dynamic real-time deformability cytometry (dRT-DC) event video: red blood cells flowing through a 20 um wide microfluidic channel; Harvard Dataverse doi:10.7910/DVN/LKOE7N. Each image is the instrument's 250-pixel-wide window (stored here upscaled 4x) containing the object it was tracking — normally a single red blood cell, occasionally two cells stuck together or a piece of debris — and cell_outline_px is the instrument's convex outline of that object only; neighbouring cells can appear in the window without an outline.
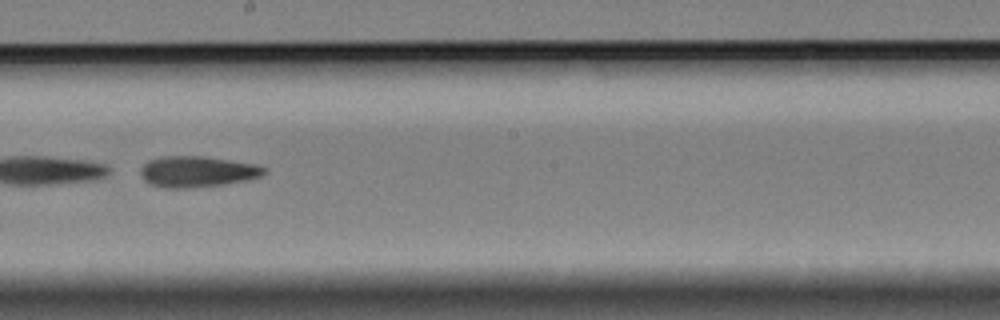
{"species": "Egyptian fruit bat (a non-hibernating species)", "species_latin": "Rousettus aegyptiacus", "temperature_condition": "cold", "stored_images_in_passage": 44, "camera_frame_rate_fps": 3000, "um_per_image_px": 0.085, "animal": {"sex": "female"}, "frame": {"image": 1, "passage_image": 19, "time_ms": 6.0, "image_size_px": [1000, 320], "cell_outline_px": [[268, 172], [260, 176], [248, 180], [224, 184], [184, 188], [168, 188], [152, 184], [144, 180], [140, 172], [140, 168], [148, 160], [160, 156], [204, 156], [256, 164], [268, 168]], "centroid_in_image_um": [16.79, 14.57], "position_along_channel_um": 231.4, "area_um2": 22.37}, "authors_computed_cell_mechanics": {"area_um2": 22.253, "velocity_mm_per_s": 3.3387, "shape_relaxation_time_tau1_ms": null, "shape_relaxation_time_tau2_ms": 7.5414, "deformation_change_tau1": null, "deformation_change_tau2": 0.1725}}